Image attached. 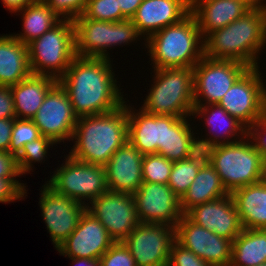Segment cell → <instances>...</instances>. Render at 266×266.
Returning a JSON list of instances; mask_svg holds the SVG:
<instances>
[{"label": "cell", "instance_id": "40", "mask_svg": "<svg viewBox=\"0 0 266 266\" xmlns=\"http://www.w3.org/2000/svg\"><path fill=\"white\" fill-rule=\"evenodd\" d=\"M24 183L16 178H0V203H10L15 200L24 199L26 192Z\"/></svg>", "mask_w": 266, "mask_h": 266}, {"label": "cell", "instance_id": "2", "mask_svg": "<svg viewBox=\"0 0 266 266\" xmlns=\"http://www.w3.org/2000/svg\"><path fill=\"white\" fill-rule=\"evenodd\" d=\"M126 102L108 113L78 117L69 155L78 161L105 166L128 140Z\"/></svg>", "mask_w": 266, "mask_h": 266}, {"label": "cell", "instance_id": "16", "mask_svg": "<svg viewBox=\"0 0 266 266\" xmlns=\"http://www.w3.org/2000/svg\"><path fill=\"white\" fill-rule=\"evenodd\" d=\"M133 197L140 223L176 227L184 215L181 210L180 199L168 184L143 182Z\"/></svg>", "mask_w": 266, "mask_h": 266}, {"label": "cell", "instance_id": "39", "mask_svg": "<svg viewBox=\"0 0 266 266\" xmlns=\"http://www.w3.org/2000/svg\"><path fill=\"white\" fill-rule=\"evenodd\" d=\"M168 266H211L195 255L191 250L184 248L176 240L172 243Z\"/></svg>", "mask_w": 266, "mask_h": 266}, {"label": "cell", "instance_id": "22", "mask_svg": "<svg viewBox=\"0 0 266 266\" xmlns=\"http://www.w3.org/2000/svg\"><path fill=\"white\" fill-rule=\"evenodd\" d=\"M143 154L128 140L117 149L105 165L109 191L134 194L143 183Z\"/></svg>", "mask_w": 266, "mask_h": 266}, {"label": "cell", "instance_id": "9", "mask_svg": "<svg viewBox=\"0 0 266 266\" xmlns=\"http://www.w3.org/2000/svg\"><path fill=\"white\" fill-rule=\"evenodd\" d=\"M65 157V163L47 181L56 192L87 206L109 190L105 166L78 161L69 154Z\"/></svg>", "mask_w": 266, "mask_h": 266}, {"label": "cell", "instance_id": "7", "mask_svg": "<svg viewBox=\"0 0 266 266\" xmlns=\"http://www.w3.org/2000/svg\"><path fill=\"white\" fill-rule=\"evenodd\" d=\"M27 47L32 74L59 80L76 57L73 21L62 20Z\"/></svg>", "mask_w": 266, "mask_h": 266}, {"label": "cell", "instance_id": "49", "mask_svg": "<svg viewBox=\"0 0 266 266\" xmlns=\"http://www.w3.org/2000/svg\"><path fill=\"white\" fill-rule=\"evenodd\" d=\"M263 179L266 181V160L264 161V178Z\"/></svg>", "mask_w": 266, "mask_h": 266}, {"label": "cell", "instance_id": "15", "mask_svg": "<svg viewBox=\"0 0 266 266\" xmlns=\"http://www.w3.org/2000/svg\"><path fill=\"white\" fill-rule=\"evenodd\" d=\"M42 187L39 205L52 243L57 249L77 228L86 206L56 192L47 183Z\"/></svg>", "mask_w": 266, "mask_h": 266}, {"label": "cell", "instance_id": "23", "mask_svg": "<svg viewBox=\"0 0 266 266\" xmlns=\"http://www.w3.org/2000/svg\"><path fill=\"white\" fill-rule=\"evenodd\" d=\"M192 116V118L194 116H202L200 119H205V125L208 127L206 129L211 131L208 132L209 135L208 133L206 134L209 138L206 136L200 139L197 136V143L201 150H206L216 145L234 143L247 136L248 129L233 116L229 115L219 104L194 106ZM235 136L238 137L236 138Z\"/></svg>", "mask_w": 266, "mask_h": 266}, {"label": "cell", "instance_id": "25", "mask_svg": "<svg viewBox=\"0 0 266 266\" xmlns=\"http://www.w3.org/2000/svg\"><path fill=\"white\" fill-rule=\"evenodd\" d=\"M58 80L47 75L31 74L21 82L10 86L16 118L32 119L44 102L48 91Z\"/></svg>", "mask_w": 266, "mask_h": 266}, {"label": "cell", "instance_id": "13", "mask_svg": "<svg viewBox=\"0 0 266 266\" xmlns=\"http://www.w3.org/2000/svg\"><path fill=\"white\" fill-rule=\"evenodd\" d=\"M86 210L97 218L115 242H123L140 223L133 194L106 191Z\"/></svg>", "mask_w": 266, "mask_h": 266}, {"label": "cell", "instance_id": "10", "mask_svg": "<svg viewBox=\"0 0 266 266\" xmlns=\"http://www.w3.org/2000/svg\"><path fill=\"white\" fill-rule=\"evenodd\" d=\"M259 68H249L218 103L247 129L266 115V84Z\"/></svg>", "mask_w": 266, "mask_h": 266}, {"label": "cell", "instance_id": "6", "mask_svg": "<svg viewBox=\"0 0 266 266\" xmlns=\"http://www.w3.org/2000/svg\"><path fill=\"white\" fill-rule=\"evenodd\" d=\"M153 84L141 107L154 115L190 117L194 109L193 68L154 69Z\"/></svg>", "mask_w": 266, "mask_h": 266}, {"label": "cell", "instance_id": "17", "mask_svg": "<svg viewBox=\"0 0 266 266\" xmlns=\"http://www.w3.org/2000/svg\"><path fill=\"white\" fill-rule=\"evenodd\" d=\"M175 240L211 266H230L232 241L191 221L186 215L175 227Z\"/></svg>", "mask_w": 266, "mask_h": 266}, {"label": "cell", "instance_id": "31", "mask_svg": "<svg viewBox=\"0 0 266 266\" xmlns=\"http://www.w3.org/2000/svg\"><path fill=\"white\" fill-rule=\"evenodd\" d=\"M189 117H180L167 127L166 148H159L157 154L171 162L187 159L200 150L197 137L188 122ZM195 136V137H194Z\"/></svg>", "mask_w": 266, "mask_h": 266}, {"label": "cell", "instance_id": "14", "mask_svg": "<svg viewBox=\"0 0 266 266\" xmlns=\"http://www.w3.org/2000/svg\"><path fill=\"white\" fill-rule=\"evenodd\" d=\"M39 128L41 136L56 144L71 141L78 116L74 113L71 101L59 82L47 93L44 102L31 119Z\"/></svg>", "mask_w": 266, "mask_h": 266}, {"label": "cell", "instance_id": "8", "mask_svg": "<svg viewBox=\"0 0 266 266\" xmlns=\"http://www.w3.org/2000/svg\"><path fill=\"white\" fill-rule=\"evenodd\" d=\"M73 24L77 57L110 59L107 49L122 44L129 45L142 38L131 19L96 21L81 15L73 20Z\"/></svg>", "mask_w": 266, "mask_h": 266}, {"label": "cell", "instance_id": "28", "mask_svg": "<svg viewBox=\"0 0 266 266\" xmlns=\"http://www.w3.org/2000/svg\"><path fill=\"white\" fill-rule=\"evenodd\" d=\"M229 195L214 167L207 160L199 169L196 178L180 199L185 215L193 207Z\"/></svg>", "mask_w": 266, "mask_h": 266}, {"label": "cell", "instance_id": "48", "mask_svg": "<svg viewBox=\"0 0 266 266\" xmlns=\"http://www.w3.org/2000/svg\"><path fill=\"white\" fill-rule=\"evenodd\" d=\"M264 0H244V2L251 8V9H262L266 11V3H263Z\"/></svg>", "mask_w": 266, "mask_h": 266}, {"label": "cell", "instance_id": "41", "mask_svg": "<svg viewBox=\"0 0 266 266\" xmlns=\"http://www.w3.org/2000/svg\"><path fill=\"white\" fill-rule=\"evenodd\" d=\"M247 136L253 142L255 148L260 152L263 160H266V115L248 129Z\"/></svg>", "mask_w": 266, "mask_h": 266}, {"label": "cell", "instance_id": "29", "mask_svg": "<svg viewBox=\"0 0 266 266\" xmlns=\"http://www.w3.org/2000/svg\"><path fill=\"white\" fill-rule=\"evenodd\" d=\"M266 263V229H244L232 241L230 266Z\"/></svg>", "mask_w": 266, "mask_h": 266}, {"label": "cell", "instance_id": "45", "mask_svg": "<svg viewBox=\"0 0 266 266\" xmlns=\"http://www.w3.org/2000/svg\"><path fill=\"white\" fill-rule=\"evenodd\" d=\"M143 0H117L122 15L126 19H132Z\"/></svg>", "mask_w": 266, "mask_h": 266}, {"label": "cell", "instance_id": "43", "mask_svg": "<svg viewBox=\"0 0 266 266\" xmlns=\"http://www.w3.org/2000/svg\"><path fill=\"white\" fill-rule=\"evenodd\" d=\"M13 95L10 86L0 85V119H15Z\"/></svg>", "mask_w": 266, "mask_h": 266}, {"label": "cell", "instance_id": "34", "mask_svg": "<svg viewBox=\"0 0 266 266\" xmlns=\"http://www.w3.org/2000/svg\"><path fill=\"white\" fill-rule=\"evenodd\" d=\"M173 162L159 154H146L142 160L143 182L168 184Z\"/></svg>", "mask_w": 266, "mask_h": 266}, {"label": "cell", "instance_id": "20", "mask_svg": "<svg viewBox=\"0 0 266 266\" xmlns=\"http://www.w3.org/2000/svg\"><path fill=\"white\" fill-rule=\"evenodd\" d=\"M185 215L201 227L231 241L243 230L231 194L197 205Z\"/></svg>", "mask_w": 266, "mask_h": 266}, {"label": "cell", "instance_id": "24", "mask_svg": "<svg viewBox=\"0 0 266 266\" xmlns=\"http://www.w3.org/2000/svg\"><path fill=\"white\" fill-rule=\"evenodd\" d=\"M250 9L244 0H191V13L203 38L239 19Z\"/></svg>", "mask_w": 266, "mask_h": 266}, {"label": "cell", "instance_id": "50", "mask_svg": "<svg viewBox=\"0 0 266 266\" xmlns=\"http://www.w3.org/2000/svg\"><path fill=\"white\" fill-rule=\"evenodd\" d=\"M258 266H266V263H264V264H260V265H258Z\"/></svg>", "mask_w": 266, "mask_h": 266}, {"label": "cell", "instance_id": "30", "mask_svg": "<svg viewBox=\"0 0 266 266\" xmlns=\"http://www.w3.org/2000/svg\"><path fill=\"white\" fill-rule=\"evenodd\" d=\"M16 13L22 14L24 30L22 29L23 33L13 36L26 45L62 21L44 1H34Z\"/></svg>", "mask_w": 266, "mask_h": 266}, {"label": "cell", "instance_id": "11", "mask_svg": "<svg viewBox=\"0 0 266 266\" xmlns=\"http://www.w3.org/2000/svg\"><path fill=\"white\" fill-rule=\"evenodd\" d=\"M249 68L235 60L211 59L204 56L193 68L194 106L218 104Z\"/></svg>", "mask_w": 266, "mask_h": 266}, {"label": "cell", "instance_id": "42", "mask_svg": "<svg viewBox=\"0 0 266 266\" xmlns=\"http://www.w3.org/2000/svg\"><path fill=\"white\" fill-rule=\"evenodd\" d=\"M21 174L16 155L0 151V178H16Z\"/></svg>", "mask_w": 266, "mask_h": 266}, {"label": "cell", "instance_id": "27", "mask_svg": "<svg viewBox=\"0 0 266 266\" xmlns=\"http://www.w3.org/2000/svg\"><path fill=\"white\" fill-rule=\"evenodd\" d=\"M31 74L27 45L13 34L0 36V85H15Z\"/></svg>", "mask_w": 266, "mask_h": 266}, {"label": "cell", "instance_id": "12", "mask_svg": "<svg viewBox=\"0 0 266 266\" xmlns=\"http://www.w3.org/2000/svg\"><path fill=\"white\" fill-rule=\"evenodd\" d=\"M175 227L139 223L123 241L136 266H168Z\"/></svg>", "mask_w": 266, "mask_h": 266}, {"label": "cell", "instance_id": "21", "mask_svg": "<svg viewBox=\"0 0 266 266\" xmlns=\"http://www.w3.org/2000/svg\"><path fill=\"white\" fill-rule=\"evenodd\" d=\"M190 12L191 0H143L131 20L141 37L147 40L161 29L178 23Z\"/></svg>", "mask_w": 266, "mask_h": 266}, {"label": "cell", "instance_id": "4", "mask_svg": "<svg viewBox=\"0 0 266 266\" xmlns=\"http://www.w3.org/2000/svg\"><path fill=\"white\" fill-rule=\"evenodd\" d=\"M146 43L153 69L194 68L204 57V38L191 12L151 35Z\"/></svg>", "mask_w": 266, "mask_h": 266}, {"label": "cell", "instance_id": "3", "mask_svg": "<svg viewBox=\"0 0 266 266\" xmlns=\"http://www.w3.org/2000/svg\"><path fill=\"white\" fill-rule=\"evenodd\" d=\"M265 46L266 11L250 9L239 19L204 38V56L235 60L253 68L258 67V54Z\"/></svg>", "mask_w": 266, "mask_h": 266}, {"label": "cell", "instance_id": "32", "mask_svg": "<svg viewBox=\"0 0 266 266\" xmlns=\"http://www.w3.org/2000/svg\"><path fill=\"white\" fill-rule=\"evenodd\" d=\"M207 161L205 150H199L191 157L173 162L168 186L181 199L193 183L201 166Z\"/></svg>", "mask_w": 266, "mask_h": 266}, {"label": "cell", "instance_id": "18", "mask_svg": "<svg viewBox=\"0 0 266 266\" xmlns=\"http://www.w3.org/2000/svg\"><path fill=\"white\" fill-rule=\"evenodd\" d=\"M114 243L101 222L85 210L77 228L59 245L57 251L65 257L100 259Z\"/></svg>", "mask_w": 266, "mask_h": 266}, {"label": "cell", "instance_id": "46", "mask_svg": "<svg viewBox=\"0 0 266 266\" xmlns=\"http://www.w3.org/2000/svg\"><path fill=\"white\" fill-rule=\"evenodd\" d=\"M33 2V0H2L4 7L12 13L22 10L25 6Z\"/></svg>", "mask_w": 266, "mask_h": 266}, {"label": "cell", "instance_id": "37", "mask_svg": "<svg viewBox=\"0 0 266 266\" xmlns=\"http://www.w3.org/2000/svg\"><path fill=\"white\" fill-rule=\"evenodd\" d=\"M62 20H75L85 10L88 0H44Z\"/></svg>", "mask_w": 266, "mask_h": 266}, {"label": "cell", "instance_id": "26", "mask_svg": "<svg viewBox=\"0 0 266 266\" xmlns=\"http://www.w3.org/2000/svg\"><path fill=\"white\" fill-rule=\"evenodd\" d=\"M244 229H266V181L238 188L231 193Z\"/></svg>", "mask_w": 266, "mask_h": 266}, {"label": "cell", "instance_id": "36", "mask_svg": "<svg viewBox=\"0 0 266 266\" xmlns=\"http://www.w3.org/2000/svg\"><path fill=\"white\" fill-rule=\"evenodd\" d=\"M41 137L39 128L31 119H14L9 152L18 155L23 146Z\"/></svg>", "mask_w": 266, "mask_h": 266}, {"label": "cell", "instance_id": "5", "mask_svg": "<svg viewBox=\"0 0 266 266\" xmlns=\"http://www.w3.org/2000/svg\"><path fill=\"white\" fill-rule=\"evenodd\" d=\"M205 151L207 160L229 194L264 178V160L248 136L234 143L210 147Z\"/></svg>", "mask_w": 266, "mask_h": 266}, {"label": "cell", "instance_id": "47", "mask_svg": "<svg viewBox=\"0 0 266 266\" xmlns=\"http://www.w3.org/2000/svg\"><path fill=\"white\" fill-rule=\"evenodd\" d=\"M72 260L73 265L76 266H100L99 259H88V258H72L68 257Z\"/></svg>", "mask_w": 266, "mask_h": 266}, {"label": "cell", "instance_id": "33", "mask_svg": "<svg viewBox=\"0 0 266 266\" xmlns=\"http://www.w3.org/2000/svg\"><path fill=\"white\" fill-rule=\"evenodd\" d=\"M55 144L53 140L45 136L25 144L21 152L16 156L22 175L32 170L33 163L46 161L45 157L47 158L49 147H53Z\"/></svg>", "mask_w": 266, "mask_h": 266}, {"label": "cell", "instance_id": "38", "mask_svg": "<svg viewBox=\"0 0 266 266\" xmlns=\"http://www.w3.org/2000/svg\"><path fill=\"white\" fill-rule=\"evenodd\" d=\"M100 266H136L123 242H115L99 259Z\"/></svg>", "mask_w": 266, "mask_h": 266}, {"label": "cell", "instance_id": "35", "mask_svg": "<svg viewBox=\"0 0 266 266\" xmlns=\"http://www.w3.org/2000/svg\"><path fill=\"white\" fill-rule=\"evenodd\" d=\"M82 15L96 21L117 22L126 19L117 0H88Z\"/></svg>", "mask_w": 266, "mask_h": 266}, {"label": "cell", "instance_id": "19", "mask_svg": "<svg viewBox=\"0 0 266 266\" xmlns=\"http://www.w3.org/2000/svg\"><path fill=\"white\" fill-rule=\"evenodd\" d=\"M126 104L128 141L143 155L157 154L159 148H166L167 127H171L180 117L154 115Z\"/></svg>", "mask_w": 266, "mask_h": 266}, {"label": "cell", "instance_id": "44", "mask_svg": "<svg viewBox=\"0 0 266 266\" xmlns=\"http://www.w3.org/2000/svg\"><path fill=\"white\" fill-rule=\"evenodd\" d=\"M14 119H0V151L9 152Z\"/></svg>", "mask_w": 266, "mask_h": 266}, {"label": "cell", "instance_id": "1", "mask_svg": "<svg viewBox=\"0 0 266 266\" xmlns=\"http://www.w3.org/2000/svg\"><path fill=\"white\" fill-rule=\"evenodd\" d=\"M110 60L76 56L58 80L78 117L108 113L124 104Z\"/></svg>", "mask_w": 266, "mask_h": 266}]
</instances>
